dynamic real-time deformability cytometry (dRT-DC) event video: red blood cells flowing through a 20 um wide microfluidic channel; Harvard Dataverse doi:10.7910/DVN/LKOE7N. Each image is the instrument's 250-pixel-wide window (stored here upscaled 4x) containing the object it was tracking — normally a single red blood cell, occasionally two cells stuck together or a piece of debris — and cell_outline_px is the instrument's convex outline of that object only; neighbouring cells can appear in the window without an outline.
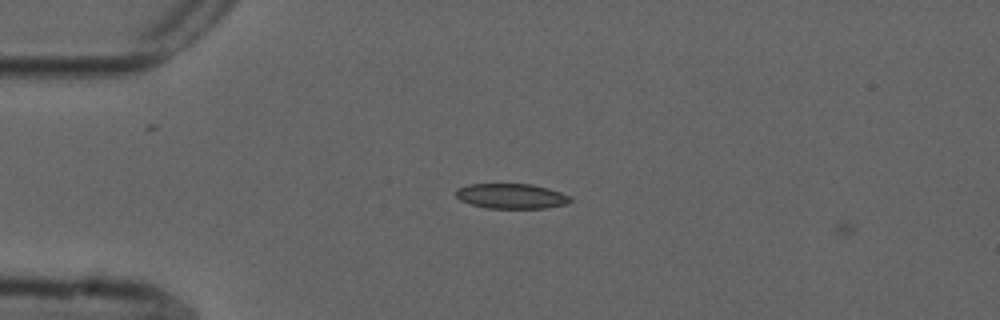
{"species": "common noctule bat (a hibernating species)", "species_latin": "Nyctalus noctula", "temperature_condition": "cold", "stored_images_in_passage": 6, "camera_frame_rate_fps": 3000, "um_per_image_px": 0.085, "animal": {"sex": "male", "forearm_length_mm": 52.5}, "frame": {"image": 1, "passage_image": 5, "time_ms": 1.333, "image_size_px": [1000, 320], "cell_outline_px": [[572, 200], [568, 204], [544, 208], [488, 208], [472, 204], [460, 200], [456, 196], [456, 188], [468, 184], [532, 184], [548, 188], [560, 192], [568, 196]], "centroid_in_image_um": [43.46, 16.66], "position_along_channel_um": 41.5, "area_um2": 16.65}}